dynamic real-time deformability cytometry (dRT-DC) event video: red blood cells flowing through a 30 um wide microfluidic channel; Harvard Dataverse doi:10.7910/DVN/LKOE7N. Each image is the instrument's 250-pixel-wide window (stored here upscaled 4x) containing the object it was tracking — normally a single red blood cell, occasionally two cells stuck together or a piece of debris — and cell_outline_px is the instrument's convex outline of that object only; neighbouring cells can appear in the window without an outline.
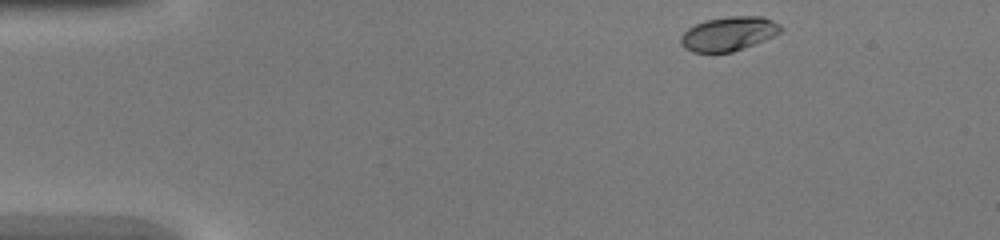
{"species": "common noctule bat (a hibernating species)", "species_latin": "Nyctalus noctula", "temperature_condition": "warm", "stored_images_in_passage": 39, "camera_frame_rate_fps": 3000, "um_per_image_px": 0.085, "animal": {"sex": "female", "body_mass_g": 20.0, "forearm_length_mm": 54.0}, "frame": {"image": 1, "passage_image": 1, "time_ms": 0.0, "image_size_px": [1000, 240], "cell_outline_px": [[784, 28], [780, 32], [764, 40], [744, 48], [732, 52], [692, 52], [684, 48], [680, 44], [680, 36], [688, 28], [696, 24], [708, 20], [728, 16], [764, 16], [780, 24]], "centroid_in_image_um": [61.93, 2.86], "position_along_channel_um": 23.1, "area_um2": 19.88}}
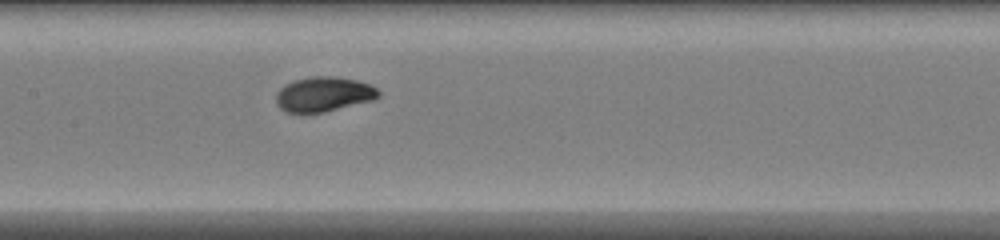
{"frame": {"image": 2, "passage_image": 17, "time_ms": 5.333, "image_size_px": [1000, 240], "cell_outline_px": [[380, 96], [372, 100], [324, 112], [288, 112], [280, 108], [276, 104], [276, 92], [280, 88], [296, 80], [312, 76], [332, 76], [356, 80], [372, 84], [380, 92]], "centroid_in_image_um": [27.53, 8.0], "position_along_channel_um": 179.9, "area_um2": 20.58}}
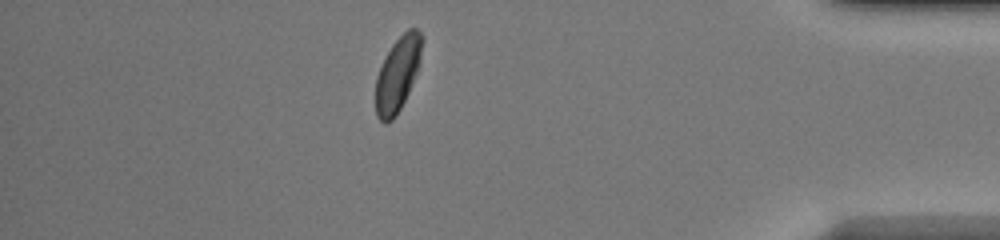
{"frame": {"image": 3, "passage_image": 34, "time_ms": 11.0, "image_size_px": [1000, 240], "cell_outline_px": [[424, 40], [420, 60], [416, 72], [408, 92], [396, 116], [392, 120], [384, 124], [376, 116], [376, 76], [392, 44], [408, 28], [416, 28], [424, 36]], "centroid_in_image_um": [33.81, 6.28], "position_along_channel_um": 401.4, "area_um2": 19.94}}